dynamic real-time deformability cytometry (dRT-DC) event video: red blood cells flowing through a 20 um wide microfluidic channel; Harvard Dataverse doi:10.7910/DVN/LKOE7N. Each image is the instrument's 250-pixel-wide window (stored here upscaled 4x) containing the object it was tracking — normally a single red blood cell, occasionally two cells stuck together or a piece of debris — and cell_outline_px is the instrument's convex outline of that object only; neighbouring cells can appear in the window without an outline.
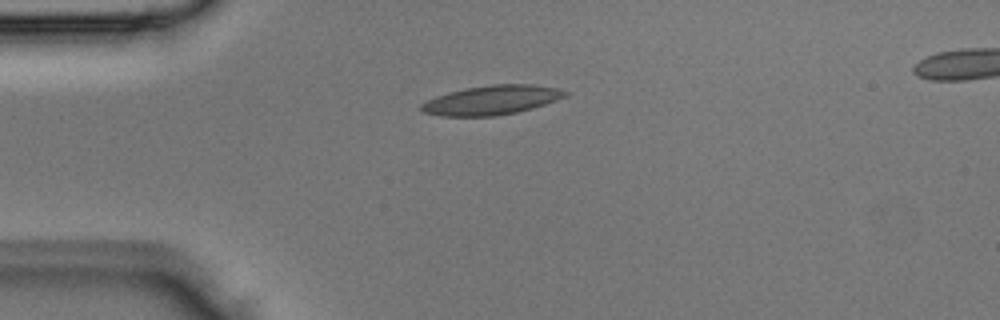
{"species": "Egyptian fruit bat (a non-hibernating species)", "species_latin": "Rousettus aegyptiacus", "temperature_condition": "room temperature", "stored_images_in_passage": 4, "camera_frame_rate_fps": 3000, "um_per_image_px": 0.085, "animal": {"sex": "male"}, "frame": {"image": 1, "passage_image": 4, "time_ms": 1.0, "image_size_px": [1000, 320], "cell_outline_px": [[572, 92], [568, 96], [532, 108], [516, 112], [496, 116], [440, 116], [424, 112], [420, 108], [420, 104], [436, 96], [448, 92], [464, 88], [492, 84], [528, 84], [556, 88]], "centroid_in_image_um": [41.8, 8.5], "position_along_channel_um": 43.2, "area_um2": 24.57}}